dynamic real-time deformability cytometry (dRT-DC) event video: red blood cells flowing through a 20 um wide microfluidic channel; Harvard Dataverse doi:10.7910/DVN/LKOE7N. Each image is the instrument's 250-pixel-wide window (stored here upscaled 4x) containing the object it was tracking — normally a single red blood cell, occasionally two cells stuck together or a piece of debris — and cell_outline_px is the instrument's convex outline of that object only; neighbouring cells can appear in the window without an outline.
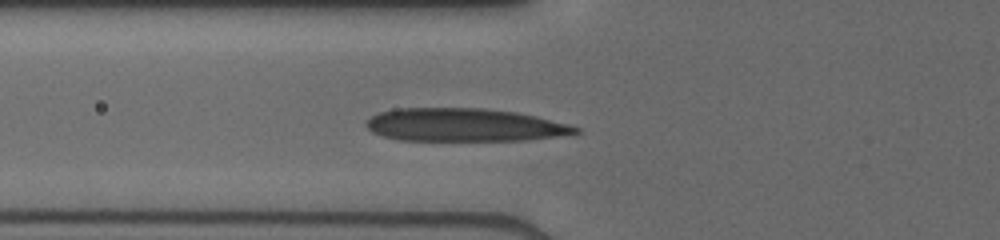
{"species": "human", "species_latin": "Homo sapiens", "temperature_condition": "cold", "stored_images_in_passage": 27, "camera_frame_rate_fps": 3000, "um_per_image_px": 0.085, "donor": {"sex": "male"}, "frame": {"image": 1, "passage_image": 4, "time_ms": 2.0, "image_size_px": [1000, 240], "cell_outline_px": [[580, 132], [576, 136], [528, 140], [400, 140], [384, 136], [372, 132], [364, 124], [372, 116], [380, 112], [396, 108], [484, 108], [516, 112], [536, 116], [568, 124], [580, 128]], "centroid_in_image_um": [39.57, 10.63], "position_along_channel_um": 86.2, "area_um2": 40.69}}
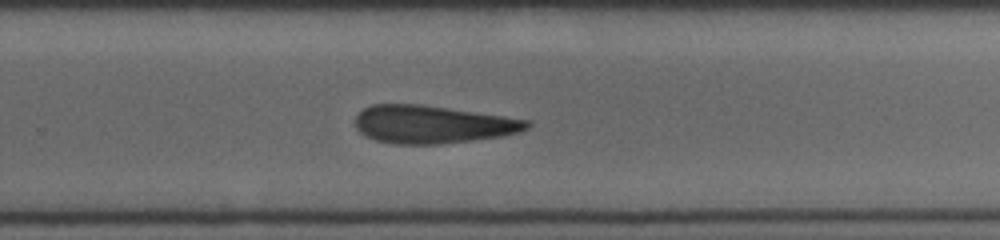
{"frame": {"image": 2, "passage_image": 12, "time_ms": 7.0, "image_size_px": [1000, 240], "cell_outline_px": [[532, 124], [528, 128], [504, 136], [440, 144], [396, 144], [376, 140], [364, 136], [356, 128], [356, 116], [364, 108], [372, 104], [420, 104], [532, 120]], "centroid_in_image_um": [36.77, 10.57], "position_along_channel_um": 293.0, "area_um2": 37.86}}
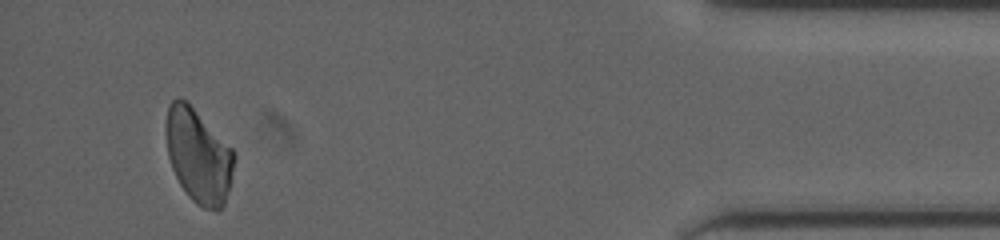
{"frame": {"image": 3, "passage_image": 24, "time_ms": 11.333, "image_size_px": [1000, 240], "cell_outline_px": [[236, 156], [228, 192], [224, 204], [216, 212], [204, 208], [196, 204], [188, 196], [180, 184], [172, 168], [168, 156], [164, 132], [164, 128], [168, 104], [172, 100], [180, 96], [236, 152]], "centroid_in_image_um": [16.84, 13.25], "position_along_channel_um": 418.4, "area_um2": 37.34}}